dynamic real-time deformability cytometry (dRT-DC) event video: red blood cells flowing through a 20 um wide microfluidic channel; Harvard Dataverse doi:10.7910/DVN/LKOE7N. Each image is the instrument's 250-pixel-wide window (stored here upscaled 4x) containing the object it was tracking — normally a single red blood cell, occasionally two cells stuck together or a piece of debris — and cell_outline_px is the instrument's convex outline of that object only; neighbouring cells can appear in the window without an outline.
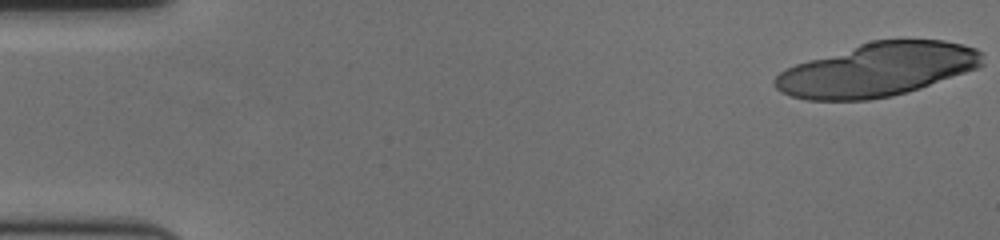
{"species": "human", "species_latin": "Homo sapiens", "temperature_condition": "cold", "stored_images_in_passage": 21, "camera_frame_rate_fps": 3000, "um_per_image_px": 0.085, "donor": {"sex": "female"}, "frame": {"image": 1, "passage_image": 1, "time_ms": 0.0, "image_size_px": [1000, 240], "cell_outline_px": [[984, 64], [976, 68], [904, 92], [888, 96], [868, 100], [808, 100], [792, 96], [776, 88], [776, 76], [780, 72], [796, 64], [808, 60], [872, 40], [944, 40], [976, 48], [984, 52]], "centroid_in_image_um": [74.59, 5.91], "position_along_channel_um": 10.4, "area_um2": 63.41}}